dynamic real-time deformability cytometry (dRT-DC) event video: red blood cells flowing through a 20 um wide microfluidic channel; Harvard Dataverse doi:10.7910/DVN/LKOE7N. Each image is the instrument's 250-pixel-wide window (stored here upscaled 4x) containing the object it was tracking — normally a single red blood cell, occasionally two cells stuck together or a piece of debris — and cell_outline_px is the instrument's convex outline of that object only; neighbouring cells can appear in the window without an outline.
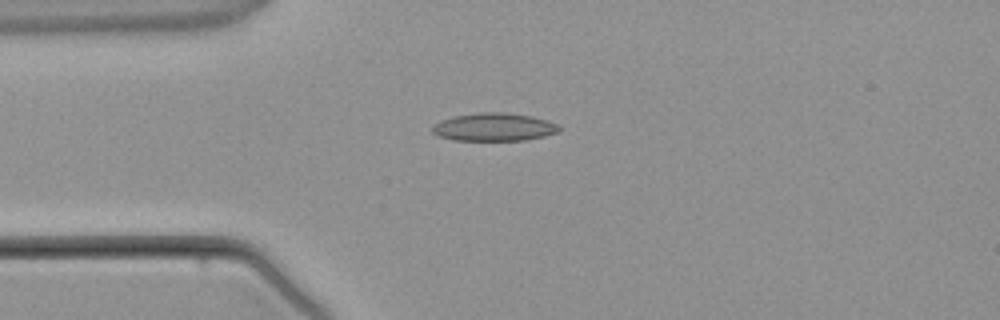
{"species": "common noctule bat (a hibernating species)", "species_latin": "Nyctalus noctula", "temperature_condition": "warm", "stored_images_in_passage": 2, "camera_frame_rate_fps": 3000, "um_per_image_px": 0.085, "animal": {"sex": "male", "body_mass_g": 21.5, "forearm_length_mm": 52.0}, "frame": {"image": 1, "passage_image": 2, "time_ms": 2.0, "image_size_px": [1000, 320], "cell_outline_px": [[560, 132], [528, 140], [452, 140], [440, 136], [432, 132], [432, 128], [440, 120], [456, 116], [480, 112], [504, 112], [532, 116], [548, 120], [556, 124], [560, 128]], "centroid_in_image_um": [42.03, 10.8], "position_along_channel_um": 43.0, "area_um2": 20.63}}